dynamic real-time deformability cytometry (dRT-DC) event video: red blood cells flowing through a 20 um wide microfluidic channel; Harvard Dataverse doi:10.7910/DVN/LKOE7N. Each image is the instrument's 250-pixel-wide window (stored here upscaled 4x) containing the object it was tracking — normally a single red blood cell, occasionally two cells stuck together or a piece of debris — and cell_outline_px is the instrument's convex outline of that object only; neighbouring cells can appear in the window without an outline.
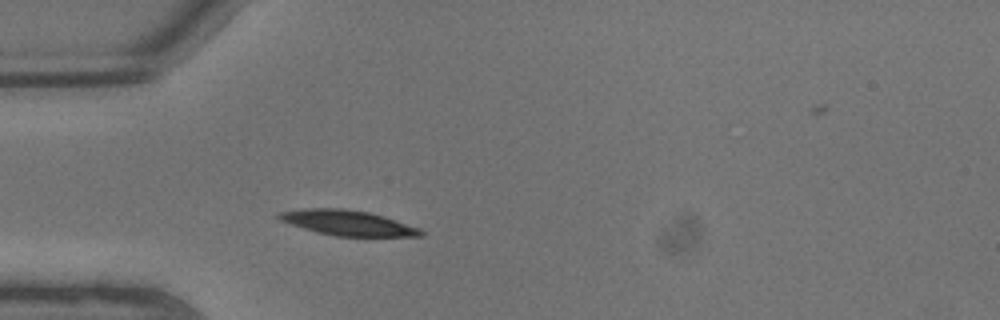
{"species": "common noctule bat (a hibernating species)", "species_latin": "Nyctalus noctula", "temperature_condition": "warm", "stored_images_in_passage": 5, "camera_frame_rate_fps": 3000, "um_per_image_px": 0.085, "animal": {"sex": "male", "body_mass_g": 13.3}, "frame": {"image": 1, "passage_image": 4, "time_ms": 1.0, "image_size_px": [1000, 320], "cell_outline_px": [[424, 236], [336, 236], [316, 232], [280, 220], [276, 216], [280, 212], [304, 208], [340, 208], [368, 212], [420, 228], [424, 232]], "centroid_in_image_um": [29.54, 18.94], "position_along_channel_um": 55.5, "area_um2": 20.46}}